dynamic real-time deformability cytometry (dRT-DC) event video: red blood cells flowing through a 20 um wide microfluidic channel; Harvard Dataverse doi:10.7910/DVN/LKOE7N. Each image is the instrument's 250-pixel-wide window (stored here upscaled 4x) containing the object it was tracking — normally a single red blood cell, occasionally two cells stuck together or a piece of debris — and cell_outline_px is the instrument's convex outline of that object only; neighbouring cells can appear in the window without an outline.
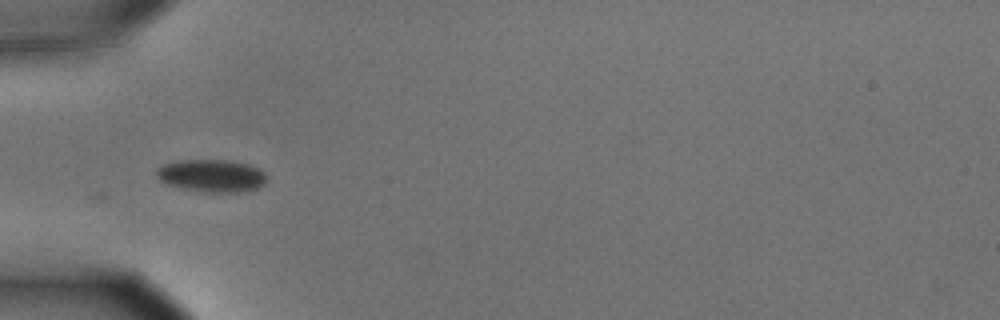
{"species": "common noctule bat (a hibernating species)", "species_latin": "Nyctalus noctula", "temperature_condition": "cold", "stored_images_in_passage": 39, "camera_frame_rate_fps": 3000, "um_per_image_px": 0.085, "animal": {"sex": "male", "body_mass_g": 15.6}, "frame": {"image": 1, "passage_image": 1, "time_ms": 0.0, "image_size_px": [1000, 320], "cell_outline_px": [[268, 180], [264, 184], [256, 188], [244, 192], [208, 192], [184, 188], [168, 184], [160, 180], [156, 176], [156, 168], [160, 164], [176, 160], [228, 160], [248, 164], [260, 168], [268, 176]], "centroid_in_image_um": [18.0, 14.92], "position_along_channel_um": 67.0, "area_um2": 21.15}}
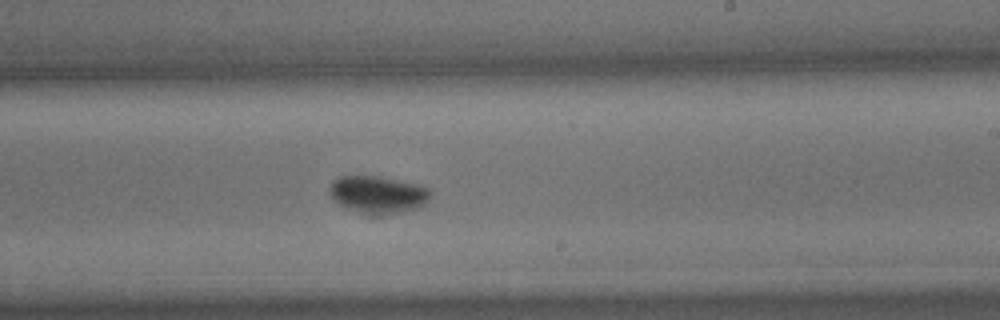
{"frame": {"image": 2, "passage_image": 17, "time_ms": 5.333, "image_size_px": [1000, 320], "cell_outline_px": [[432, 192], [428, 200], [424, 204], [416, 208], [404, 212], [384, 216], [364, 216], [340, 204], [328, 192], [328, 188], [332, 180], [336, 176], [380, 176], [424, 184], [432, 188]], "centroid_in_image_um": [32.16, 16.54], "position_along_channel_um": 256.8, "area_um2": 22.95}}
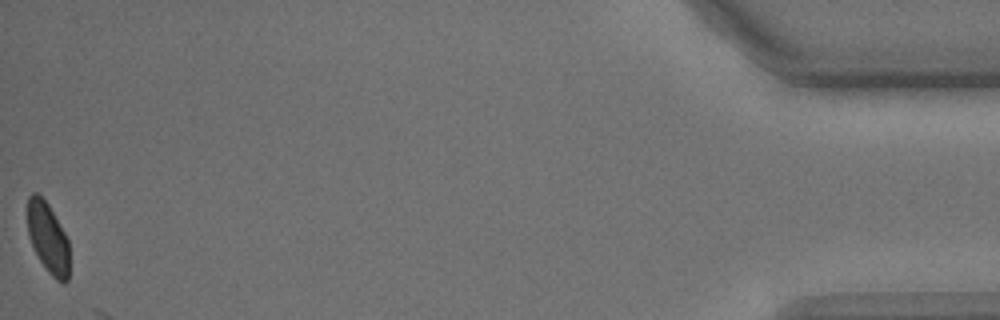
{"frame": {"image": 3, "passage_image": 39, "time_ms": 12.667, "image_size_px": [1000, 320], "cell_outline_px": [[68, 280], [64, 284], [56, 280], [48, 272], [40, 260], [28, 236], [28, 196], [32, 192], [36, 192], [48, 204], [64, 232], [68, 240]], "centroid_in_image_um": [4.07, 20.23], "position_along_channel_um": 431.1, "area_um2": 16.94}}